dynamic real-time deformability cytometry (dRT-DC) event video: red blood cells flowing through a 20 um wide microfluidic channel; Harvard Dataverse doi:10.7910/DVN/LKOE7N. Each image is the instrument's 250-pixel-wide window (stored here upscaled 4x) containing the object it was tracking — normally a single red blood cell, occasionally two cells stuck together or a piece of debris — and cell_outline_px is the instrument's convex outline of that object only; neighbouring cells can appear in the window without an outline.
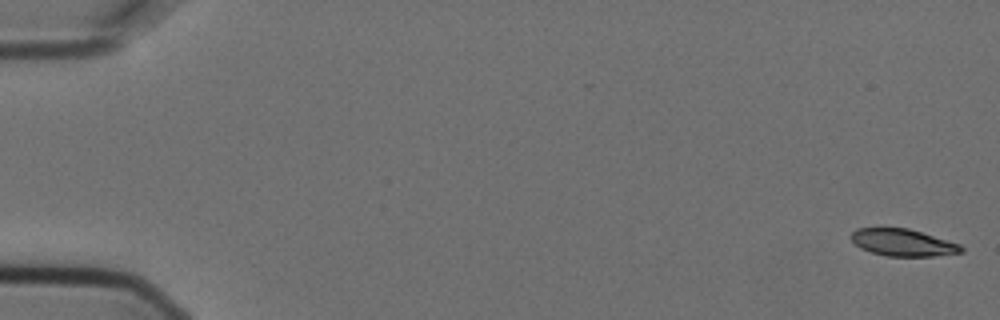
{"species": "Egyptian fruit bat (a non-hibernating species)", "species_latin": "Rousettus aegyptiacus", "temperature_condition": "cold", "stored_images_in_passage": 5, "camera_frame_rate_fps": 3000, "um_per_image_px": 0.085, "animal": {"sex": "female"}, "frame": {"image": 1, "passage_image": 1, "time_ms": 0.0, "image_size_px": [1000, 320], "cell_outline_px": [[964, 252], [932, 256], [888, 256], [872, 252], [860, 248], [852, 240], [852, 232], [856, 228], [884, 224], [908, 228], [960, 244], [964, 248]], "centroid_in_image_um": [76.69, 20.56], "position_along_channel_um": 8.3, "area_um2": 17.92}}
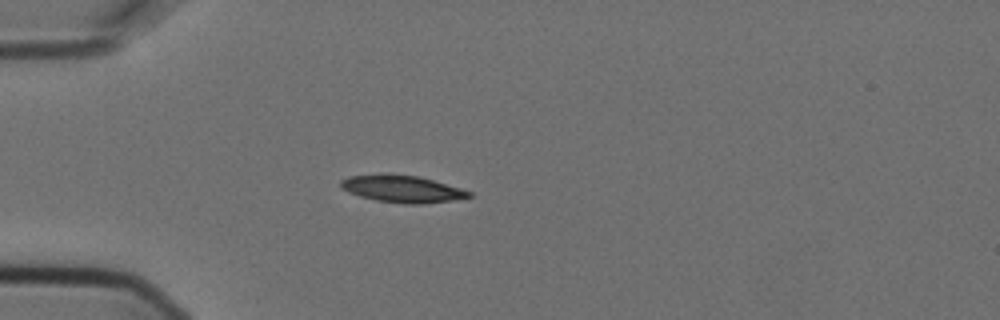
{"frame": {"image": 2, "passage_image": 5, "time_ms": 1.333, "image_size_px": [1000, 320], "cell_outline_px": [[472, 196], [452, 200], [420, 204], [404, 204], [376, 200], [360, 196], [348, 192], [340, 188], [340, 180], [348, 176], [380, 172], [388, 172], [416, 176], [432, 180], [460, 188], [472, 192]], "centroid_in_image_um": [34.1, 16.03], "position_along_channel_um": 50.9, "area_um2": 20.52}}